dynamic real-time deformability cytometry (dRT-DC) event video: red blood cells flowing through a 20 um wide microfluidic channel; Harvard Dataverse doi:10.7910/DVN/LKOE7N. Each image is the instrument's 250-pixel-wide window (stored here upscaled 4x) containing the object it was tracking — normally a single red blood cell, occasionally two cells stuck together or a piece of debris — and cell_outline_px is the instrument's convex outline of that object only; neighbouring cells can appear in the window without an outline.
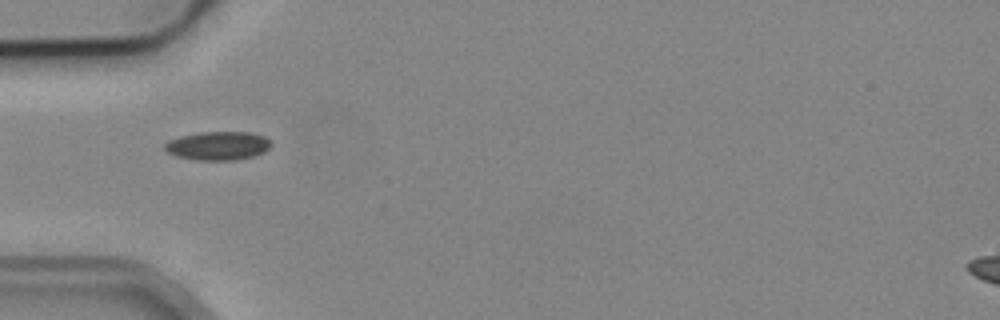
{"species": "common noctule bat (a hibernating species)", "species_latin": "Nyctalus noctula", "temperature_condition": "cold", "stored_images_in_passage": 5, "camera_frame_rate_fps": 3000, "um_per_image_px": 0.085, "animal": {"sex": "male", "body_mass_g": 19.2, "forearm_length_mm": 51.8}, "frame": {"image": 1, "passage_image": 3, "time_ms": 2.333, "image_size_px": [1000, 320], "cell_outline_px": [[272, 144], [264, 152], [252, 156], [236, 160], [196, 160], [176, 156], [168, 152], [164, 148], [164, 144], [168, 140], [180, 136], [200, 132], [252, 132], [264, 136], [272, 140]], "centroid_in_image_um": [18.54, 12.38], "position_along_channel_um": 66.5, "area_um2": 17.86}}